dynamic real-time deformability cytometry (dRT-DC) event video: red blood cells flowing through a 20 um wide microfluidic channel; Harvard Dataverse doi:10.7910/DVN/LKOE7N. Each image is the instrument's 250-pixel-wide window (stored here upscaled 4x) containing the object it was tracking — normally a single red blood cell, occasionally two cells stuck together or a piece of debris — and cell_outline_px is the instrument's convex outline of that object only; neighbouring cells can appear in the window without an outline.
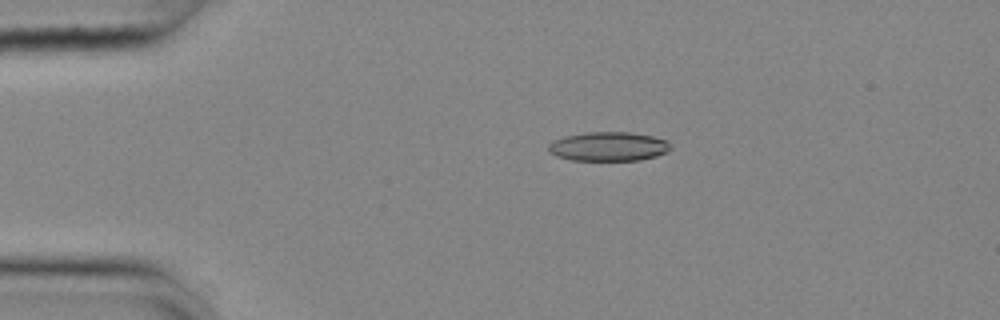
{"species": "common noctule bat (a hibernating species)", "species_latin": "Nyctalus noctula", "temperature_condition": "cold", "stored_images_in_passage": 44, "camera_frame_rate_fps": 3000, "um_per_image_px": 0.085, "animal": {"sex": "female", "body_mass_g": 25.1}, "frame": {"image": 1, "passage_image": 1, "time_ms": 0.0, "image_size_px": [1000, 320], "cell_outline_px": [[672, 148], [656, 156], [640, 160], [572, 160], [556, 156], [548, 152], [548, 144], [564, 136], [588, 132], [628, 132], [652, 136], [664, 140]], "centroid_in_image_um": [51.67, 12.45], "position_along_channel_um": 33.3, "area_um2": 20.52}}
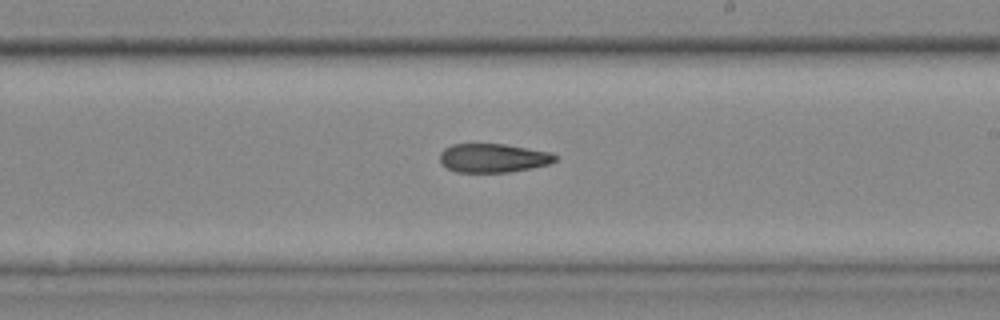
{"frame": {"image": 2, "passage_image": 22, "time_ms": 7.0, "image_size_px": [1000, 320], "cell_outline_px": [[556, 160], [548, 164], [532, 168], [508, 172], [456, 172], [448, 168], [440, 160], [440, 152], [444, 148], [452, 144], [504, 144], [552, 152], [556, 156]], "centroid_in_image_um": [41.92, 13.42], "position_along_channel_um": 247.1, "area_um2": 19.31}}
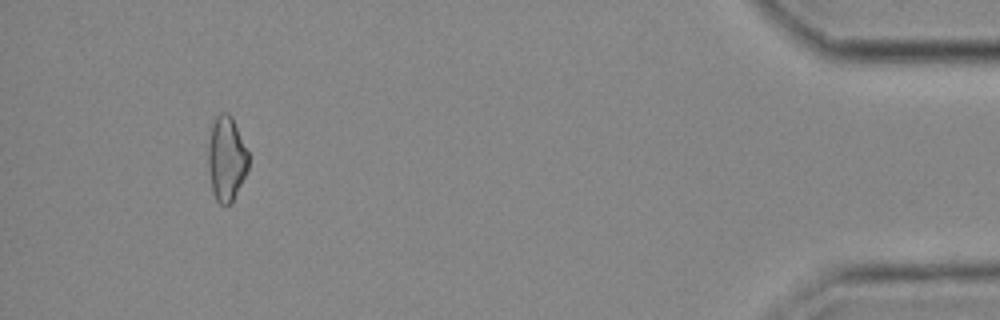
{"frame": {"image": 3, "passage_image": 41, "time_ms": 13.333, "image_size_px": [1000, 320], "cell_outline_px": [[248, 168], [232, 204], [220, 204], [216, 200], [212, 192], [208, 164], [208, 144], [212, 124], [216, 116], [220, 112], [228, 112], [232, 116], [248, 152]], "centroid_in_image_um": [19.24, 13.48], "position_along_channel_um": 416.0, "area_um2": 19.94}, "authors_computed_cell_mechanics": {"area_um2": 20.2878, "velocity_mm_per_s": 3.7002, "shape_relaxation_time_tau1_ms": null, "shape_relaxation_time_tau2_ms": 10.6385, "deformation_change_tau1": null, "deformation_change_tau2": 0.207}}